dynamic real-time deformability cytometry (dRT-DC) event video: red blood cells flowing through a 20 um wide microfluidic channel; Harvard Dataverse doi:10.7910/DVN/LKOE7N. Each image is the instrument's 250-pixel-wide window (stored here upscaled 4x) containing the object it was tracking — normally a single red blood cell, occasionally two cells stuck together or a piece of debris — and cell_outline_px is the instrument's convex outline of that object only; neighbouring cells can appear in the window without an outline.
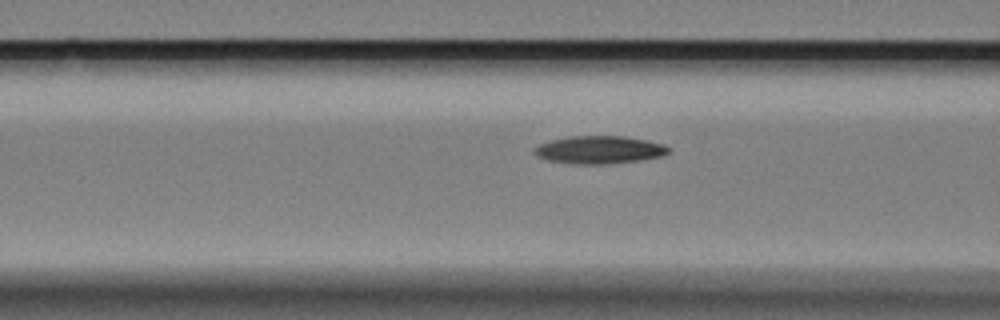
{"species": "Egyptian fruit bat (a non-hibernating species)", "species_latin": "Rousettus aegyptiacus", "temperature_condition": "cold", "stored_images_in_passage": 10, "camera_frame_rate_fps": 3000, "um_per_image_px": 0.085, "animal": {"sex": "female"}, "frame": {"image": 1, "passage_image": 7, "time_ms": 2.0, "image_size_px": [1000, 320], "cell_outline_px": [[672, 148], [664, 156], [640, 160], [604, 164], [572, 164], [548, 160], [536, 156], [532, 152], [532, 148], [540, 144], [552, 140], [572, 136], [624, 136], [648, 140], [664, 144]], "centroid_in_image_um": [50.96, 12.73], "position_along_channel_um": 115.6, "area_um2": 21.91}}